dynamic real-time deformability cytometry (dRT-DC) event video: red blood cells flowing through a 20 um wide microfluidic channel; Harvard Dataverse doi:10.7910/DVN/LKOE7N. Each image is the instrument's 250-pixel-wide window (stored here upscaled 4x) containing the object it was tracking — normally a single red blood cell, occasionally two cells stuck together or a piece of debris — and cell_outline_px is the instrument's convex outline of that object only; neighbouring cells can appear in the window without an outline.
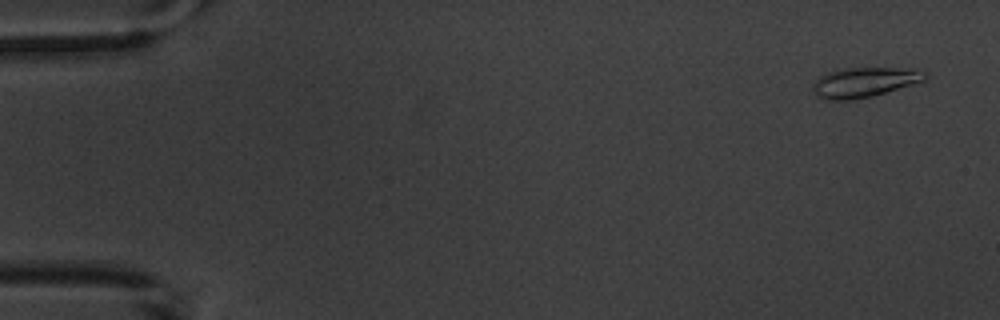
{"species": "common noctule bat (a hibernating species)", "species_latin": "Nyctalus noctula", "temperature_condition": "warm", "stored_images_in_passage": 6, "camera_frame_rate_fps": 3000, "um_per_image_px": 0.085, "animal": {"sex": "male", "body_mass_g": 20.1, "forearm_length_mm": 53.5}, "frame": {"image": 1, "passage_image": 1, "time_ms": 0.0, "image_size_px": [1000, 320], "cell_outline_px": [[928, 80], [872, 96], [856, 100], [824, 100], [816, 96], [812, 88], [812, 84], [820, 76], [844, 68], [896, 68], [928, 72]], "centroid_in_image_um": [73.47, 7.01], "position_along_channel_um": 11.5, "area_um2": 19.54}}
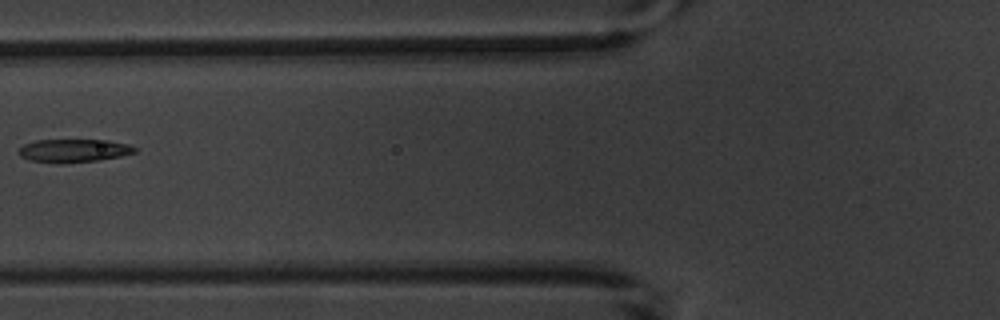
{"frame": {"image": 2, "passage_image": 6, "time_ms": 6.667, "image_size_px": [1000, 320], "cell_outline_px": [[136, 152], [120, 156], [96, 160], [28, 160], [20, 156], [16, 152], [24, 144], [36, 140], [108, 140], [128, 144], [136, 148]], "centroid_in_image_um": [6.28, 12.74], "position_along_channel_um": 119.5, "area_um2": 14.74}}